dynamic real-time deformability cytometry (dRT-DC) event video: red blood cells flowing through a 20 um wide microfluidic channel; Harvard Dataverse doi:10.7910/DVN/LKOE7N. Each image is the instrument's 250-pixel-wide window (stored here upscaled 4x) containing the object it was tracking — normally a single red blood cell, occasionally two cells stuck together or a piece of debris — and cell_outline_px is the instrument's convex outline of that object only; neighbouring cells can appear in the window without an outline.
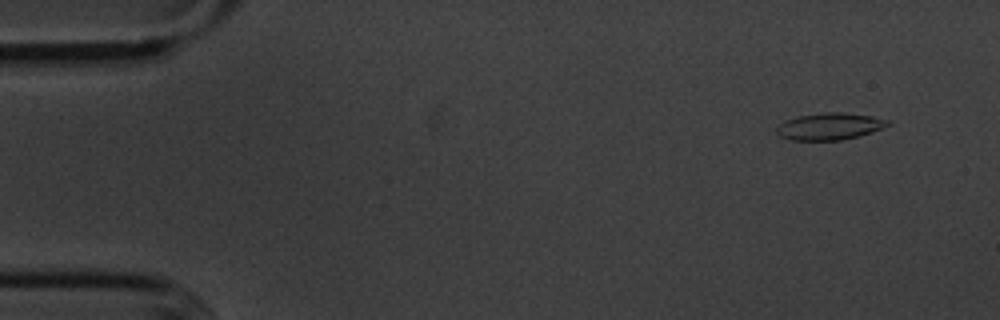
{"species": "common noctule bat (a hibernating species)", "species_latin": "Nyctalus noctula", "temperature_condition": "cold", "stored_images_in_passage": 55, "camera_frame_rate_fps": 3000, "um_per_image_px": 0.085, "animal": {"sex": "male", "body_mass_g": 20.1, "forearm_length_mm": 53.5}, "frame": {"image": 1, "passage_image": 4, "time_ms": 1.0, "image_size_px": [1000, 320], "cell_outline_px": [[892, 120], [888, 124], [872, 132], [840, 140], [788, 140], [780, 136], [776, 132], [776, 128], [784, 120], [800, 116], [824, 112], [844, 112], [872, 116]], "centroid_in_image_um": [70.49, 10.73], "position_along_channel_um": 14.5, "area_um2": 17.34}}
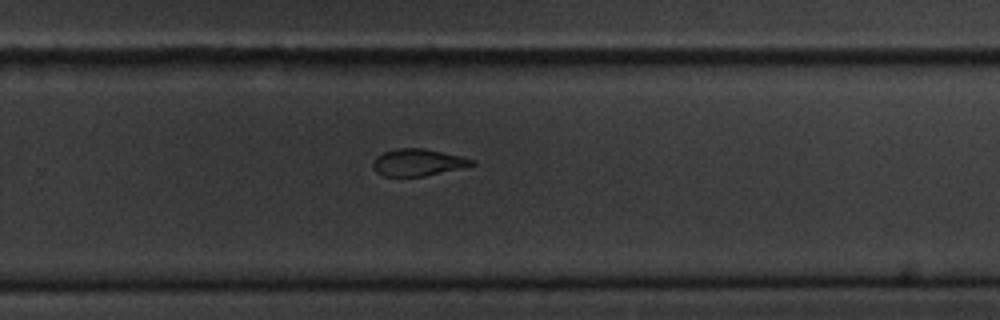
{"frame": {"image": 2, "passage_image": 36, "time_ms": 11.667, "image_size_px": [1000, 320], "cell_outline_px": [[476, 164], [460, 168], [424, 176], [384, 176], [376, 172], [372, 168], [372, 164], [376, 156], [384, 152], [396, 148], [424, 148], [460, 156], [476, 160]], "centroid_in_image_um": [35.49, 13.8], "position_along_channel_um": 294.3, "area_um2": 15.49}}
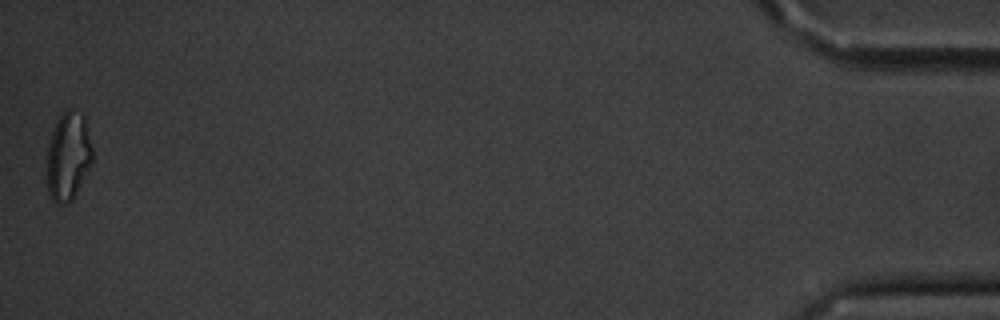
{"frame": {"image": 3, "passage_image": 55, "time_ms": 18.0, "image_size_px": [1000, 320], "cell_outline_px": [[92, 164], [72, 200], [68, 204], [56, 204], [48, 196], [48, 144], [52, 132], [60, 116], [68, 108], [72, 108], [84, 116], [92, 148]], "centroid_in_image_um": [5.81, 13.32], "position_along_channel_um": 429.4, "area_um2": 23.29}, "authors_computed_cell_mechanics": {"area_um2": 17.34, "velocity_mm_per_s": 3.5932, "shape_relaxation_time_tau1_ms": 4.393, "shape_relaxation_time_tau2_ms": 2.9327, "deformation_change_tau1": 0.1331, "deformation_change_tau2": 0.0867}}